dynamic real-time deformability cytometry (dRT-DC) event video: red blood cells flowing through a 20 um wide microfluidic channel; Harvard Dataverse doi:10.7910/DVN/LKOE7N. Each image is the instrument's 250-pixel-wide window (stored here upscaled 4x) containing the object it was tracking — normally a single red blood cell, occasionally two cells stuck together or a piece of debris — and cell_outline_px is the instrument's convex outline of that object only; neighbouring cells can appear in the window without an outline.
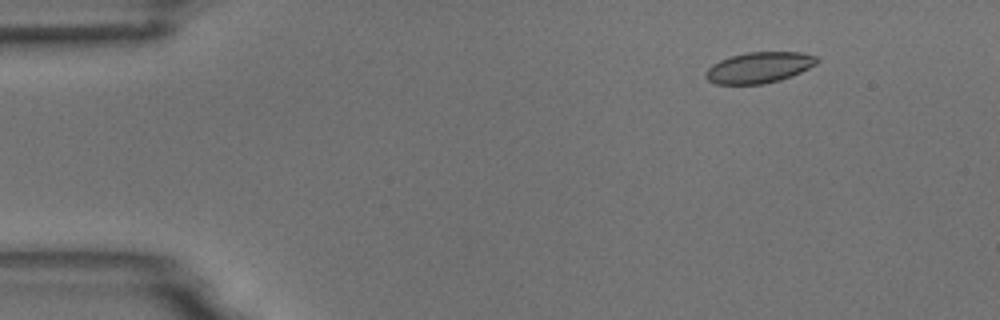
{"species": "common noctule bat (a hibernating species)", "species_latin": "Nyctalus noctula", "temperature_condition": "room temperature", "stored_images_in_passage": 8, "camera_frame_rate_fps": 3000, "um_per_image_px": 0.085, "animal": {"sex": "male", "body_mass_g": 18.8}, "frame": {"image": 1, "passage_image": 2, "time_ms": 1.0, "image_size_px": [1000, 320], "cell_outline_px": [[820, 60], [816, 64], [792, 76], [780, 80], [764, 84], [716, 84], [708, 80], [704, 76], [704, 72], [712, 64], [720, 60], [732, 56], [748, 52], [800, 52], [816, 56]], "centroid_in_image_um": [64.51, 5.74], "position_along_channel_um": 20.5, "area_um2": 20.06}}
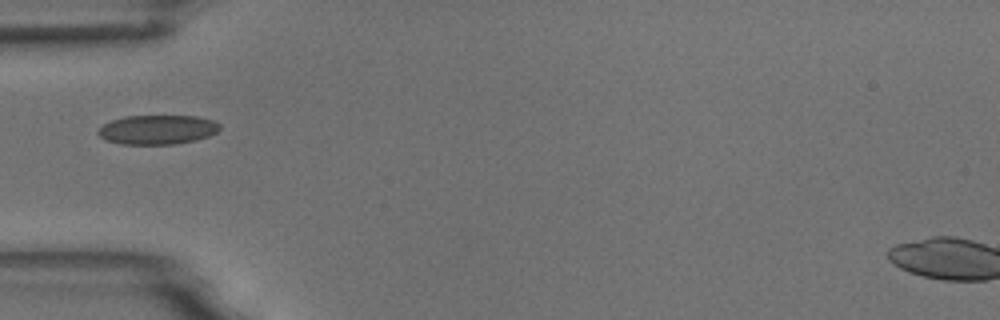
{"frame": {"image": 2, "passage_image": 5, "time_ms": 4.667, "image_size_px": [1000, 320], "cell_outline_px": [[220, 128], [216, 132], [208, 136], [196, 140], [176, 144], [120, 144], [104, 140], [96, 132], [104, 124], [112, 120], [124, 116], [196, 116], [212, 120], [220, 124]], "centroid_in_image_um": [13.37, 11.02], "position_along_channel_um": 71.6, "area_um2": 20.81}}